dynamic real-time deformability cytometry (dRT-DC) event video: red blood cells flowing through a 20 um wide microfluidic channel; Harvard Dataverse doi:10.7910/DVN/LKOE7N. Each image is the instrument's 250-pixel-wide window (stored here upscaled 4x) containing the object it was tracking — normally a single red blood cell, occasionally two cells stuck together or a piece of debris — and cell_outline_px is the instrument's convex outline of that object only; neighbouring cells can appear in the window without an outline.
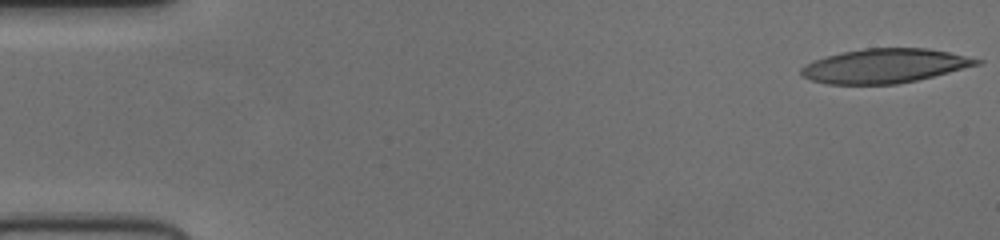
{"species": "human", "species_latin": "Homo sapiens", "temperature_condition": "cold", "stored_images_in_passage": 51, "camera_frame_rate_fps": 3000, "um_per_image_px": 0.085, "donor": {"sex": "female"}, "frame": {"image": 1, "passage_image": 1, "time_ms": 0.0, "image_size_px": [1000, 240], "cell_outline_px": [[984, 60], [980, 64], [916, 80], [896, 84], [828, 84], [812, 80], [804, 76], [800, 72], [800, 68], [804, 64], [840, 52], [864, 48], [928, 48], [948, 52]], "centroid_in_image_um": [75.18, 5.59], "position_along_channel_um": 9.8, "area_um2": 34.68}}
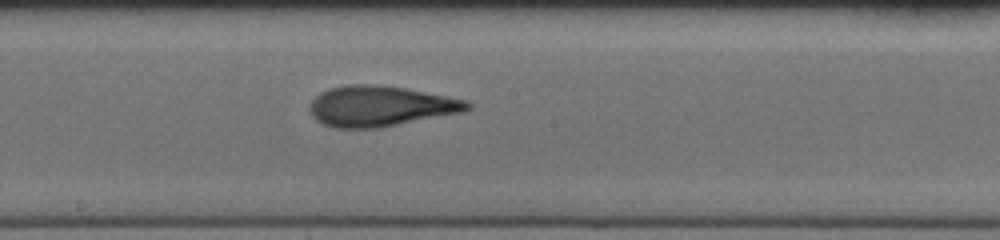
{"frame": {"image": 2, "passage_image": 28, "time_ms": 9.0, "image_size_px": [1000, 240], "cell_outline_px": [[472, 108], [464, 112], [376, 128], [336, 128], [324, 124], [316, 120], [312, 116], [308, 108], [308, 104], [320, 92], [328, 88], [344, 84], [372, 84], [404, 88], [468, 100], [472, 104]], "centroid_in_image_um": [32.31, 9.01], "position_along_channel_um": 215.9, "area_um2": 37.34}}
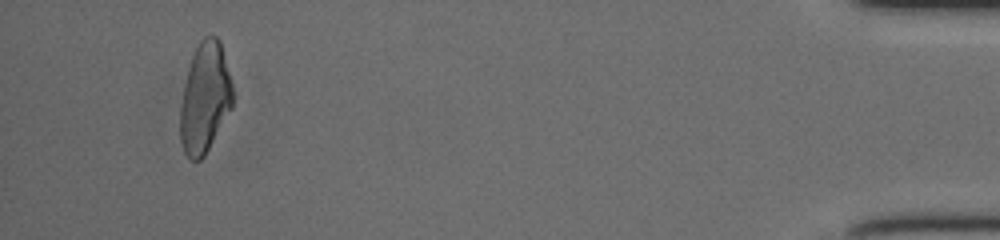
{"frame": {"image": 3, "passage_image": 49, "time_ms": 16.0, "image_size_px": [1000, 240], "cell_outline_px": [[232, 108], [204, 156], [200, 160], [192, 160], [184, 152], [180, 140], [180, 108], [188, 68], [192, 56], [200, 40], [204, 36], [216, 36], [220, 40], [232, 84]], "centroid_in_image_um": [17.41, 8.32], "position_along_channel_um": 417.8, "area_um2": 33.41}}